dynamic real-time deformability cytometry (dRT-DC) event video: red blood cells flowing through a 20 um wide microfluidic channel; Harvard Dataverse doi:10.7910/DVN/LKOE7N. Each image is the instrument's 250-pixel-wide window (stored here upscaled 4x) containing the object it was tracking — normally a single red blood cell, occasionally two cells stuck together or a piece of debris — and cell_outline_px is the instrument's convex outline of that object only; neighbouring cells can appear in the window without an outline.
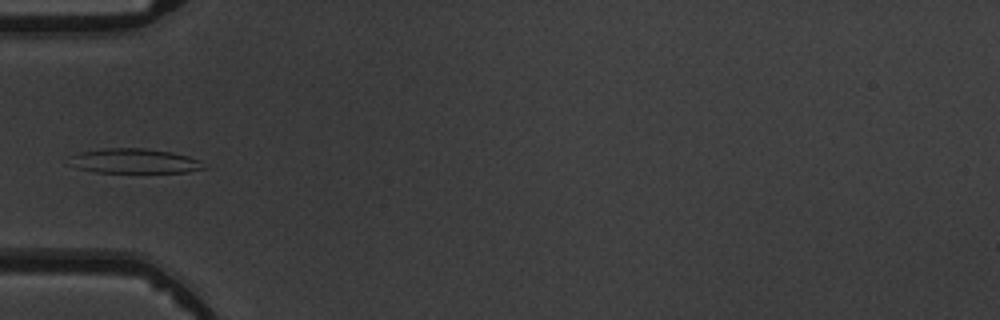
{"species": "common noctule bat (a hibernating species)", "species_latin": "Nyctalus noctula", "temperature_condition": "warm", "stored_images_in_passage": 5, "camera_frame_rate_fps": 3000, "um_per_image_px": 0.085, "animal": {"sex": "male", "body_mass_g": 19.5, "forearm_length_mm": 54.6}, "frame": {"image": 1, "passage_image": 4, "time_ms": 3.667, "image_size_px": [1000, 320], "cell_outline_px": [[208, 168], [188, 172], [96, 172], [76, 168], [64, 164], [72, 156], [80, 152], [104, 148], [144, 148], [172, 152], [188, 156], [200, 160]], "centroid_in_image_um": [11.39, 13.69], "position_along_channel_um": 73.6, "area_um2": 19.59}}